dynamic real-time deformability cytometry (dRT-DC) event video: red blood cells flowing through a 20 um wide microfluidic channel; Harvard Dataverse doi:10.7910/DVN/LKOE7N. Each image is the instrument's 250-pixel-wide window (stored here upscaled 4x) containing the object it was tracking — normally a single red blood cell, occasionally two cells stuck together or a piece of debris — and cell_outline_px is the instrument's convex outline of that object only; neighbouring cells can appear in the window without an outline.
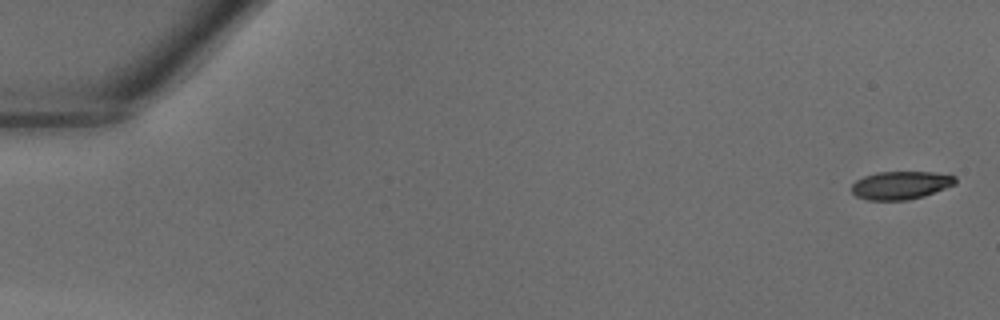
{"species": "common noctule bat (a hibernating species)", "species_latin": "Nyctalus noctula", "temperature_condition": "warm", "stored_images_in_passage": 41, "camera_frame_rate_fps": 3000, "um_per_image_px": 0.085, "animal": {"sex": "male", "body_mass_g": 18.8}, "frame": {"image": 1, "passage_image": 1, "time_ms": 0.0, "image_size_px": [1000, 320], "cell_outline_px": [[956, 184], [924, 196], [908, 200], [868, 200], [856, 196], [852, 192], [852, 184], [856, 180], [864, 176], [876, 172], [932, 172], [956, 176]], "centroid_in_image_um": [76.56, 15.74], "position_along_channel_um": 8.4, "area_um2": 16.99}}
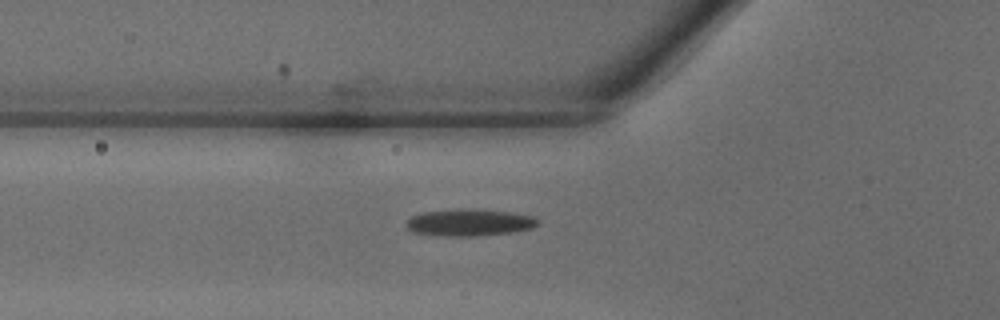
{"frame": {"image": 2, "passage_image": 15, "time_ms": 4.667, "image_size_px": [1000, 320], "cell_outline_px": [[540, 224], [532, 228], [512, 232], [476, 236], [444, 236], [416, 232], [408, 228], [404, 224], [412, 216], [420, 212], [456, 208], [476, 208], [512, 212], [532, 216], [540, 220]], "centroid_in_image_um": [39.93, 18.89], "position_along_channel_um": 85.9, "area_um2": 20.98}}
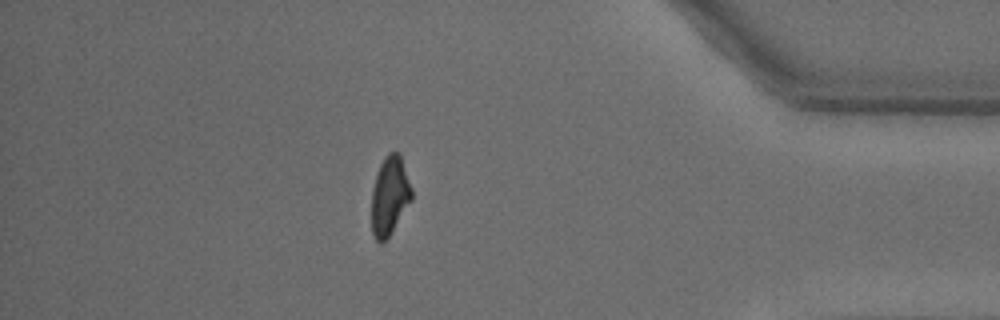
{"frame": {"image": 3, "passage_image": 36, "time_ms": 11.667, "image_size_px": [1000, 320], "cell_outline_px": [[412, 200], [392, 232], [380, 244], [376, 240], [372, 232], [372, 188], [380, 164], [384, 156], [388, 152], [400, 152], [412, 188]], "centroid_in_image_um": [33.14, 16.62], "position_along_channel_um": 402.1, "area_um2": 18.5}}